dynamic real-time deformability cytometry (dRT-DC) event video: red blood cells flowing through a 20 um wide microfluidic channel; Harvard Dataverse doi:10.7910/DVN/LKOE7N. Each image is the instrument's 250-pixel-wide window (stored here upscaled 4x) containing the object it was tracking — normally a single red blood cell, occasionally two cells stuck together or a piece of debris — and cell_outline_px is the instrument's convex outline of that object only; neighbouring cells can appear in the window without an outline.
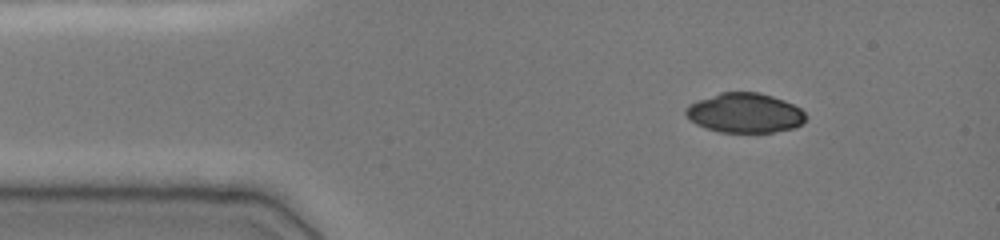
{"species": "common noctule bat (a hibernating species)", "species_latin": "Nyctalus noctula", "temperature_condition": "cold", "stored_images_in_passage": 43, "camera_frame_rate_fps": 3000, "um_per_image_px": 0.085, "animal": {"sex": "female", "body_mass_g": 19.0, "forearm_length_mm": 51.5}, "frame": {"image": 1, "passage_image": 1, "time_ms": 0.0, "image_size_px": [1000, 240], "cell_outline_px": [[808, 116], [800, 124], [792, 128], [772, 132], [720, 132], [704, 128], [696, 124], [684, 112], [684, 108], [688, 104], [720, 92], [760, 92], [784, 100], [800, 108]], "centroid_in_image_um": [63.29, 9.59], "position_along_channel_um": 21.7, "area_um2": 27.69}}
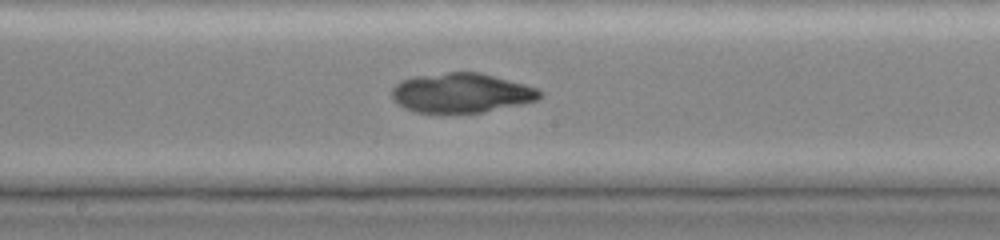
{"frame": {"image": 2, "passage_image": 20, "time_ms": 6.333, "image_size_px": [1000, 240], "cell_outline_px": [[544, 96], [536, 100], [524, 104], [484, 112], [416, 112], [404, 108], [396, 104], [392, 100], [392, 88], [400, 80], [412, 76], [448, 72], [480, 72], [540, 88], [544, 92]], "centroid_in_image_um": [39.24, 7.89], "position_along_channel_um": 209.0, "area_um2": 34.56}}
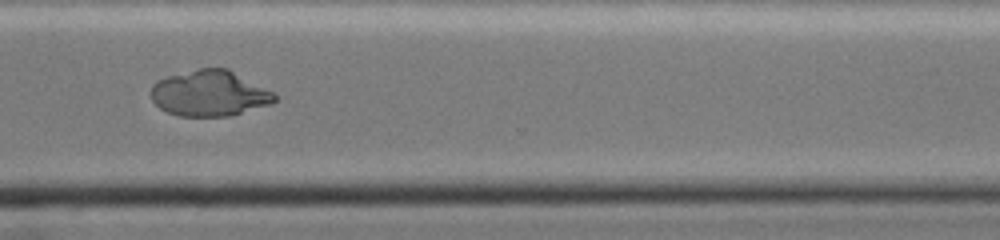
{"frame": {"image": 3, "passage_image": 31, "time_ms": 10.0, "image_size_px": [1000, 240], "cell_outline_px": [[276, 100], [272, 104], [228, 116], [180, 116], [168, 112], [160, 108], [152, 100], [152, 84], [156, 80], [168, 76], [200, 68], [228, 68], [272, 92], [276, 96]], "centroid_in_image_um": [17.8, 7.93], "position_along_channel_um": 352.8, "area_um2": 32.71}}